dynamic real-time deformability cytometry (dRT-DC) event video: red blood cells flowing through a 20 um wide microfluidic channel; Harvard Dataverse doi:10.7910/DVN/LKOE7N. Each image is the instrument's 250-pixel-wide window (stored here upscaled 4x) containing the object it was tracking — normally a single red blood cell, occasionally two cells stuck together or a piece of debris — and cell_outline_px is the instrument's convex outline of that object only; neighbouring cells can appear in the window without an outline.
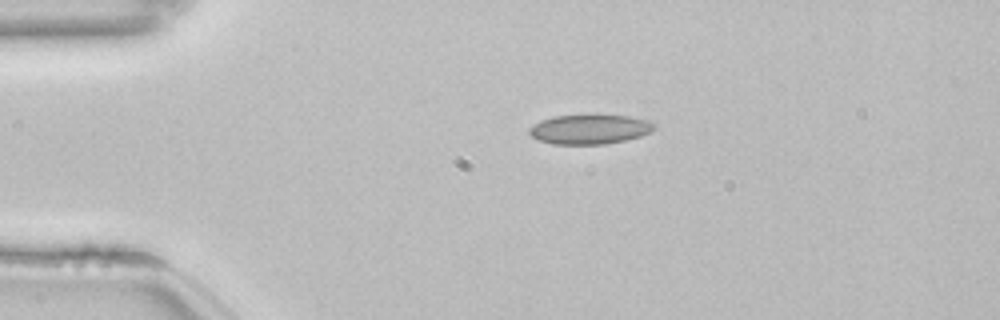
{"species": "common noctule bat (a hibernating species)", "species_latin": "Nyctalus noctula", "temperature_condition": "room temperature", "stored_images_in_passage": 43, "camera_frame_rate_fps": 3000, "um_per_image_px": 0.085, "animal": {"sex": "female", "body_mass_g": 22.7, "forearm_length_mm": 54.2}, "frame": {"image": 1, "passage_image": 1, "time_ms": 0.0, "image_size_px": [1000, 320], "cell_outline_px": [[656, 128], [652, 132], [640, 136], [624, 140], [604, 144], [552, 144], [536, 140], [528, 132], [528, 128], [540, 120], [552, 116], [628, 116], [648, 120], [656, 124]], "centroid_in_image_um": [50.11, 11.0], "position_along_channel_um": 34.9, "area_um2": 21.44}}
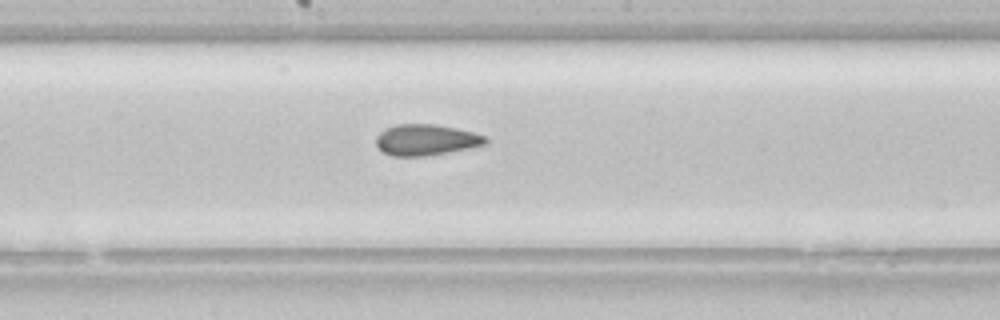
{"frame": {"image": 2, "passage_image": 18, "time_ms": 5.667, "image_size_px": [1000, 320], "cell_outline_px": [[488, 144], [468, 148], [424, 156], [392, 156], [384, 152], [376, 144], [376, 136], [384, 128], [396, 124], [432, 124], [456, 128], [488, 136]], "centroid_in_image_um": [36.21, 11.88], "position_along_channel_um": 212.0, "area_um2": 19.77}}
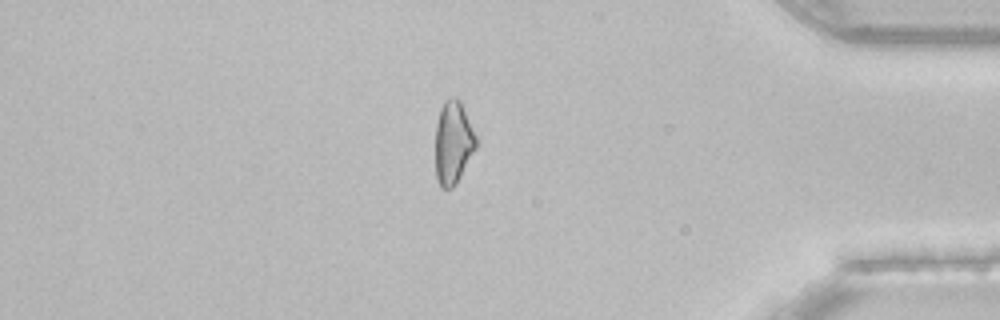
{"frame": {"image": 3, "passage_image": 35, "time_ms": 11.333, "image_size_px": [1000, 320], "cell_outline_px": [[476, 148], [456, 184], [452, 188], [440, 188], [436, 176], [436, 124], [440, 108], [444, 100], [452, 96], [456, 96], [460, 100], [476, 136]], "centroid_in_image_um": [38.51, 12.1], "position_along_channel_um": 396.7, "area_um2": 19.65}, "authors_computed_cell_mechanics": {"area_um2": 20.1144, "velocity_mm_per_s": 3.8572, "shape_relaxation_time_tau1_ms": 4.5323, "shape_relaxation_time_tau2_ms": 1.9769, "deformation_change_tau1": 0.0965, "deformation_change_tau2": 0.0628}}